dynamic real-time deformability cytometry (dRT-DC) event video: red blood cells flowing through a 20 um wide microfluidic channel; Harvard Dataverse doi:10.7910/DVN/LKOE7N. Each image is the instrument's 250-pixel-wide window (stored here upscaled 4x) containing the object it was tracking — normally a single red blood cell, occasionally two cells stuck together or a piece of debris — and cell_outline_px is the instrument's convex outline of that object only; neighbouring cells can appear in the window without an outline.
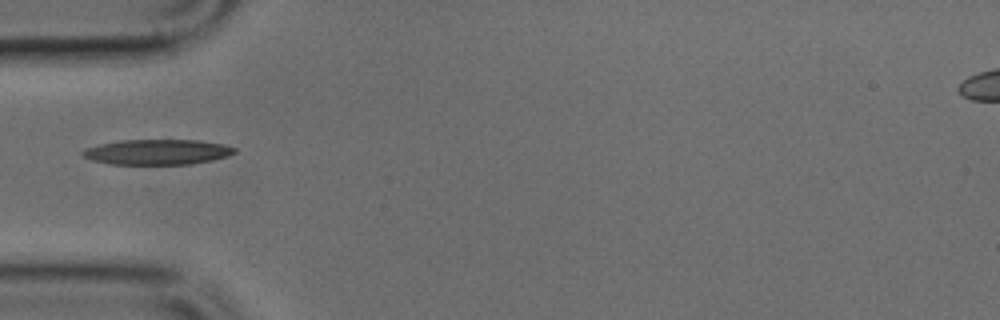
{"species": "common noctule bat (a hibernating species)", "species_latin": "Nyctalus noctula", "temperature_condition": "cold", "stored_images_in_passage": 5, "camera_frame_rate_fps": 3000, "um_per_image_px": 0.085, "animal": {"sex": "male", "body_mass_g": 17.9, "forearm_length_mm": 54.2}, "frame": {"image": 1, "passage_image": 5, "time_ms": 1.333, "image_size_px": [1000, 320], "cell_outline_px": [[236, 152], [228, 156], [212, 160], [188, 164], [108, 164], [92, 160], [84, 156], [80, 152], [88, 148], [100, 144], [120, 140], [196, 140], [224, 144], [236, 148]], "centroid_in_image_um": [13.39, 12.92], "position_along_channel_um": 71.6, "area_um2": 22.25}}